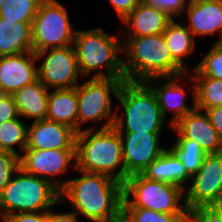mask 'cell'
I'll use <instances>...</instances> for the list:
<instances>
[{"label": "cell", "instance_id": "cell-1", "mask_svg": "<svg viewBox=\"0 0 222 222\" xmlns=\"http://www.w3.org/2000/svg\"><path fill=\"white\" fill-rule=\"evenodd\" d=\"M78 171L81 176L67 180L60 201L71 202L74 212L91 222H109L122 209L123 184L103 174Z\"/></svg>", "mask_w": 222, "mask_h": 222}, {"label": "cell", "instance_id": "cell-2", "mask_svg": "<svg viewBox=\"0 0 222 222\" xmlns=\"http://www.w3.org/2000/svg\"><path fill=\"white\" fill-rule=\"evenodd\" d=\"M123 71L126 81L175 77L186 72L172 59L163 34L122 37Z\"/></svg>", "mask_w": 222, "mask_h": 222}, {"label": "cell", "instance_id": "cell-3", "mask_svg": "<svg viewBox=\"0 0 222 222\" xmlns=\"http://www.w3.org/2000/svg\"><path fill=\"white\" fill-rule=\"evenodd\" d=\"M96 129L86 128L77 133L75 170L103 174L124 184L125 166L119 132L113 126Z\"/></svg>", "mask_w": 222, "mask_h": 222}, {"label": "cell", "instance_id": "cell-4", "mask_svg": "<svg viewBox=\"0 0 222 222\" xmlns=\"http://www.w3.org/2000/svg\"><path fill=\"white\" fill-rule=\"evenodd\" d=\"M122 35H109L101 27L77 30L73 42L82 77L125 79ZM103 69V70H102ZM105 69V71H104Z\"/></svg>", "mask_w": 222, "mask_h": 222}, {"label": "cell", "instance_id": "cell-5", "mask_svg": "<svg viewBox=\"0 0 222 222\" xmlns=\"http://www.w3.org/2000/svg\"><path fill=\"white\" fill-rule=\"evenodd\" d=\"M116 99L123 110L121 116L116 113L113 125L119 133L163 132L165 118L154 91L146 82L125 80Z\"/></svg>", "mask_w": 222, "mask_h": 222}, {"label": "cell", "instance_id": "cell-6", "mask_svg": "<svg viewBox=\"0 0 222 222\" xmlns=\"http://www.w3.org/2000/svg\"><path fill=\"white\" fill-rule=\"evenodd\" d=\"M60 201V190L50 181L26 173L21 167L0 192V217L19 212H45Z\"/></svg>", "mask_w": 222, "mask_h": 222}, {"label": "cell", "instance_id": "cell-7", "mask_svg": "<svg viewBox=\"0 0 222 222\" xmlns=\"http://www.w3.org/2000/svg\"><path fill=\"white\" fill-rule=\"evenodd\" d=\"M122 207H142L168 214H185L188 211L183 188L150 180L141 173L128 176L124 182Z\"/></svg>", "mask_w": 222, "mask_h": 222}, {"label": "cell", "instance_id": "cell-8", "mask_svg": "<svg viewBox=\"0 0 222 222\" xmlns=\"http://www.w3.org/2000/svg\"><path fill=\"white\" fill-rule=\"evenodd\" d=\"M125 79L90 78L76 87L78 99V132L82 131L81 125L86 122L105 120L99 129L114 125L116 112H112V98L118 96L120 87Z\"/></svg>", "mask_w": 222, "mask_h": 222}, {"label": "cell", "instance_id": "cell-9", "mask_svg": "<svg viewBox=\"0 0 222 222\" xmlns=\"http://www.w3.org/2000/svg\"><path fill=\"white\" fill-rule=\"evenodd\" d=\"M76 29L58 0H42L32 22V52L73 45Z\"/></svg>", "mask_w": 222, "mask_h": 222}, {"label": "cell", "instance_id": "cell-10", "mask_svg": "<svg viewBox=\"0 0 222 222\" xmlns=\"http://www.w3.org/2000/svg\"><path fill=\"white\" fill-rule=\"evenodd\" d=\"M38 64V79L48 89H69L78 86L77 80L82 76L74 47L50 48L35 53Z\"/></svg>", "mask_w": 222, "mask_h": 222}, {"label": "cell", "instance_id": "cell-11", "mask_svg": "<svg viewBox=\"0 0 222 222\" xmlns=\"http://www.w3.org/2000/svg\"><path fill=\"white\" fill-rule=\"evenodd\" d=\"M75 164V149L25 148L20 157V167L26 173L50 181L60 191L66 186L67 180L58 181L57 176L66 174L68 167L75 169Z\"/></svg>", "mask_w": 222, "mask_h": 222}, {"label": "cell", "instance_id": "cell-12", "mask_svg": "<svg viewBox=\"0 0 222 222\" xmlns=\"http://www.w3.org/2000/svg\"><path fill=\"white\" fill-rule=\"evenodd\" d=\"M189 183L184 190L187 210L209 206L222 193V152L206 154Z\"/></svg>", "mask_w": 222, "mask_h": 222}, {"label": "cell", "instance_id": "cell-13", "mask_svg": "<svg viewBox=\"0 0 222 222\" xmlns=\"http://www.w3.org/2000/svg\"><path fill=\"white\" fill-rule=\"evenodd\" d=\"M191 81V91L193 93L192 98V106H188L186 104L187 101V92L184 87L180 85L177 81L182 80ZM164 79V80H163ZM167 79V80H166ZM163 80L161 83L160 81ZM158 82V83H157ZM146 83L152 88L154 91L159 107L161 109V113L163 117L166 119L167 112L171 111L170 118V128L174 126L181 118H183L186 114L192 112L195 106V83L193 77L189 73H185L183 75L175 76V77H164V78H151L146 81ZM154 83H157V86L154 87Z\"/></svg>", "mask_w": 222, "mask_h": 222}, {"label": "cell", "instance_id": "cell-14", "mask_svg": "<svg viewBox=\"0 0 222 222\" xmlns=\"http://www.w3.org/2000/svg\"><path fill=\"white\" fill-rule=\"evenodd\" d=\"M119 134L122 140L125 181L130 175L142 173L166 149L160 146V133Z\"/></svg>", "mask_w": 222, "mask_h": 222}, {"label": "cell", "instance_id": "cell-15", "mask_svg": "<svg viewBox=\"0 0 222 222\" xmlns=\"http://www.w3.org/2000/svg\"><path fill=\"white\" fill-rule=\"evenodd\" d=\"M34 52L0 57V94L13 95L38 79ZM36 64V65H35Z\"/></svg>", "mask_w": 222, "mask_h": 222}, {"label": "cell", "instance_id": "cell-16", "mask_svg": "<svg viewBox=\"0 0 222 222\" xmlns=\"http://www.w3.org/2000/svg\"><path fill=\"white\" fill-rule=\"evenodd\" d=\"M176 133L177 139H190L200 145L206 154L222 152V143L217 130L202 110L194 109L181 118L171 130Z\"/></svg>", "mask_w": 222, "mask_h": 222}, {"label": "cell", "instance_id": "cell-17", "mask_svg": "<svg viewBox=\"0 0 222 222\" xmlns=\"http://www.w3.org/2000/svg\"><path fill=\"white\" fill-rule=\"evenodd\" d=\"M77 132L69 126L52 120L33 121L27 127L26 148L75 149Z\"/></svg>", "mask_w": 222, "mask_h": 222}, {"label": "cell", "instance_id": "cell-18", "mask_svg": "<svg viewBox=\"0 0 222 222\" xmlns=\"http://www.w3.org/2000/svg\"><path fill=\"white\" fill-rule=\"evenodd\" d=\"M186 7L187 28L195 38L221 32L216 42H222V0H189Z\"/></svg>", "mask_w": 222, "mask_h": 222}, {"label": "cell", "instance_id": "cell-19", "mask_svg": "<svg viewBox=\"0 0 222 222\" xmlns=\"http://www.w3.org/2000/svg\"><path fill=\"white\" fill-rule=\"evenodd\" d=\"M163 10L142 1L121 21L126 25V37H140L163 34L173 20Z\"/></svg>", "mask_w": 222, "mask_h": 222}, {"label": "cell", "instance_id": "cell-20", "mask_svg": "<svg viewBox=\"0 0 222 222\" xmlns=\"http://www.w3.org/2000/svg\"><path fill=\"white\" fill-rule=\"evenodd\" d=\"M141 174L150 180L168 182L184 190L191 177L186 172L177 154L171 148H166Z\"/></svg>", "mask_w": 222, "mask_h": 222}, {"label": "cell", "instance_id": "cell-21", "mask_svg": "<svg viewBox=\"0 0 222 222\" xmlns=\"http://www.w3.org/2000/svg\"><path fill=\"white\" fill-rule=\"evenodd\" d=\"M49 90L37 79L15 92L12 96L19 117L31 118L33 121L46 119Z\"/></svg>", "mask_w": 222, "mask_h": 222}, {"label": "cell", "instance_id": "cell-22", "mask_svg": "<svg viewBox=\"0 0 222 222\" xmlns=\"http://www.w3.org/2000/svg\"><path fill=\"white\" fill-rule=\"evenodd\" d=\"M78 108L76 87L53 89L48 95L46 119L67 125L78 133Z\"/></svg>", "mask_w": 222, "mask_h": 222}, {"label": "cell", "instance_id": "cell-23", "mask_svg": "<svg viewBox=\"0 0 222 222\" xmlns=\"http://www.w3.org/2000/svg\"><path fill=\"white\" fill-rule=\"evenodd\" d=\"M32 51V23L0 17V57Z\"/></svg>", "mask_w": 222, "mask_h": 222}, {"label": "cell", "instance_id": "cell-24", "mask_svg": "<svg viewBox=\"0 0 222 222\" xmlns=\"http://www.w3.org/2000/svg\"><path fill=\"white\" fill-rule=\"evenodd\" d=\"M173 19L163 33L170 50L172 59L186 72L185 57L189 56L196 49V38L183 23Z\"/></svg>", "mask_w": 222, "mask_h": 222}, {"label": "cell", "instance_id": "cell-25", "mask_svg": "<svg viewBox=\"0 0 222 222\" xmlns=\"http://www.w3.org/2000/svg\"><path fill=\"white\" fill-rule=\"evenodd\" d=\"M196 109L205 111L222 106V80L209 77H193Z\"/></svg>", "mask_w": 222, "mask_h": 222}, {"label": "cell", "instance_id": "cell-26", "mask_svg": "<svg viewBox=\"0 0 222 222\" xmlns=\"http://www.w3.org/2000/svg\"><path fill=\"white\" fill-rule=\"evenodd\" d=\"M21 118L10 119L0 123V142L7 152L21 157L27 144V127ZM18 146L19 151L14 147ZM22 152L19 154V152Z\"/></svg>", "mask_w": 222, "mask_h": 222}, {"label": "cell", "instance_id": "cell-27", "mask_svg": "<svg viewBox=\"0 0 222 222\" xmlns=\"http://www.w3.org/2000/svg\"><path fill=\"white\" fill-rule=\"evenodd\" d=\"M171 147L183 163L186 172L190 176L194 175L201 167L206 152L190 139H176Z\"/></svg>", "mask_w": 222, "mask_h": 222}, {"label": "cell", "instance_id": "cell-28", "mask_svg": "<svg viewBox=\"0 0 222 222\" xmlns=\"http://www.w3.org/2000/svg\"><path fill=\"white\" fill-rule=\"evenodd\" d=\"M42 0H5L0 17L6 20L32 23Z\"/></svg>", "mask_w": 222, "mask_h": 222}, {"label": "cell", "instance_id": "cell-29", "mask_svg": "<svg viewBox=\"0 0 222 222\" xmlns=\"http://www.w3.org/2000/svg\"><path fill=\"white\" fill-rule=\"evenodd\" d=\"M191 70L192 77H209L222 80V42H215L213 47Z\"/></svg>", "mask_w": 222, "mask_h": 222}, {"label": "cell", "instance_id": "cell-30", "mask_svg": "<svg viewBox=\"0 0 222 222\" xmlns=\"http://www.w3.org/2000/svg\"><path fill=\"white\" fill-rule=\"evenodd\" d=\"M133 222H175L184 214L160 213L142 207H122Z\"/></svg>", "mask_w": 222, "mask_h": 222}, {"label": "cell", "instance_id": "cell-31", "mask_svg": "<svg viewBox=\"0 0 222 222\" xmlns=\"http://www.w3.org/2000/svg\"><path fill=\"white\" fill-rule=\"evenodd\" d=\"M20 169V156L6 152L0 154V192Z\"/></svg>", "mask_w": 222, "mask_h": 222}, {"label": "cell", "instance_id": "cell-32", "mask_svg": "<svg viewBox=\"0 0 222 222\" xmlns=\"http://www.w3.org/2000/svg\"><path fill=\"white\" fill-rule=\"evenodd\" d=\"M142 2L152 5L166 12L172 18L179 17L186 11L189 0H141Z\"/></svg>", "mask_w": 222, "mask_h": 222}, {"label": "cell", "instance_id": "cell-33", "mask_svg": "<svg viewBox=\"0 0 222 222\" xmlns=\"http://www.w3.org/2000/svg\"><path fill=\"white\" fill-rule=\"evenodd\" d=\"M19 117L12 95L0 94V123Z\"/></svg>", "mask_w": 222, "mask_h": 222}, {"label": "cell", "instance_id": "cell-34", "mask_svg": "<svg viewBox=\"0 0 222 222\" xmlns=\"http://www.w3.org/2000/svg\"><path fill=\"white\" fill-rule=\"evenodd\" d=\"M188 212L191 214L194 222H222V217L209 206H198L189 209Z\"/></svg>", "mask_w": 222, "mask_h": 222}, {"label": "cell", "instance_id": "cell-35", "mask_svg": "<svg viewBox=\"0 0 222 222\" xmlns=\"http://www.w3.org/2000/svg\"><path fill=\"white\" fill-rule=\"evenodd\" d=\"M0 222H47V211L45 212H19L7 216Z\"/></svg>", "mask_w": 222, "mask_h": 222}, {"label": "cell", "instance_id": "cell-36", "mask_svg": "<svg viewBox=\"0 0 222 222\" xmlns=\"http://www.w3.org/2000/svg\"><path fill=\"white\" fill-rule=\"evenodd\" d=\"M140 1L141 0H109L121 21L140 3Z\"/></svg>", "mask_w": 222, "mask_h": 222}, {"label": "cell", "instance_id": "cell-37", "mask_svg": "<svg viewBox=\"0 0 222 222\" xmlns=\"http://www.w3.org/2000/svg\"><path fill=\"white\" fill-rule=\"evenodd\" d=\"M210 123L217 130L219 139L222 143V106L209 108L205 110Z\"/></svg>", "mask_w": 222, "mask_h": 222}, {"label": "cell", "instance_id": "cell-38", "mask_svg": "<svg viewBox=\"0 0 222 222\" xmlns=\"http://www.w3.org/2000/svg\"><path fill=\"white\" fill-rule=\"evenodd\" d=\"M76 212H55L53 209L47 211V222H79Z\"/></svg>", "mask_w": 222, "mask_h": 222}, {"label": "cell", "instance_id": "cell-39", "mask_svg": "<svg viewBox=\"0 0 222 222\" xmlns=\"http://www.w3.org/2000/svg\"><path fill=\"white\" fill-rule=\"evenodd\" d=\"M220 217H222V193L209 205Z\"/></svg>", "mask_w": 222, "mask_h": 222}, {"label": "cell", "instance_id": "cell-40", "mask_svg": "<svg viewBox=\"0 0 222 222\" xmlns=\"http://www.w3.org/2000/svg\"><path fill=\"white\" fill-rule=\"evenodd\" d=\"M109 222H133V220L121 209Z\"/></svg>", "mask_w": 222, "mask_h": 222}, {"label": "cell", "instance_id": "cell-41", "mask_svg": "<svg viewBox=\"0 0 222 222\" xmlns=\"http://www.w3.org/2000/svg\"><path fill=\"white\" fill-rule=\"evenodd\" d=\"M175 222H194L191 214L187 211L184 215L180 216Z\"/></svg>", "mask_w": 222, "mask_h": 222}, {"label": "cell", "instance_id": "cell-42", "mask_svg": "<svg viewBox=\"0 0 222 222\" xmlns=\"http://www.w3.org/2000/svg\"><path fill=\"white\" fill-rule=\"evenodd\" d=\"M7 151L5 150V148L3 147V145L0 142V154L2 153H6Z\"/></svg>", "mask_w": 222, "mask_h": 222}, {"label": "cell", "instance_id": "cell-43", "mask_svg": "<svg viewBox=\"0 0 222 222\" xmlns=\"http://www.w3.org/2000/svg\"><path fill=\"white\" fill-rule=\"evenodd\" d=\"M5 0H0V10H1V7H2V4L4 3Z\"/></svg>", "mask_w": 222, "mask_h": 222}]
</instances>
